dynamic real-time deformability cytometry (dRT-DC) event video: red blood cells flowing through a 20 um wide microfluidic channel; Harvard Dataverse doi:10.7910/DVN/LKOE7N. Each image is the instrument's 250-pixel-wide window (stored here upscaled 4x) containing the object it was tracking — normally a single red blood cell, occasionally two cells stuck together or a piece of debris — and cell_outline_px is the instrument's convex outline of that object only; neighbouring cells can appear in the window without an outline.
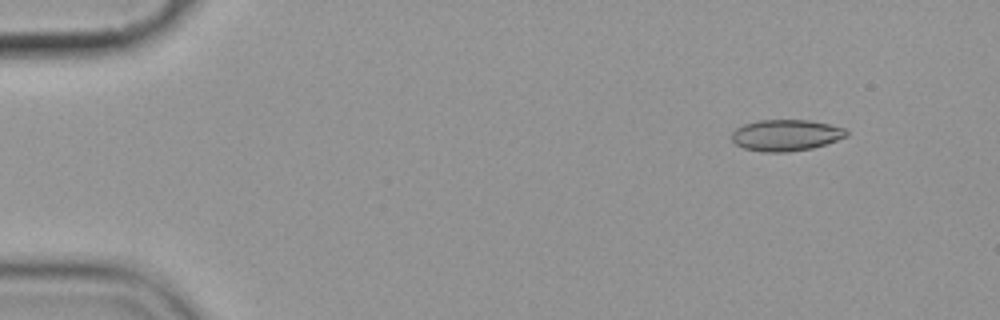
{"species": "common noctule bat (a hibernating species)", "species_latin": "Nyctalus noctula", "temperature_condition": "cold", "stored_images_in_passage": 5, "camera_frame_rate_fps": 3000, "um_per_image_px": 0.085, "animal": {"sex": "female", "body_mass_g": 19.9}, "frame": {"image": 1, "passage_image": 2, "time_ms": 1.0, "image_size_px": [1000, 320], "cell_outline_px": [[848, 136], [812, 148], [788, 152], [764, 152], [744, 148], [736, 144], [732, 140], [732, 132], [736, 128], [744, 124], [760, 120], [808, 120], [828, 124], [844, 128], [848, 132]], "centroid_in_image_um": [66.79, 11.49], "position_along_channel_um": 18.2, "area_um2": 20.81}}
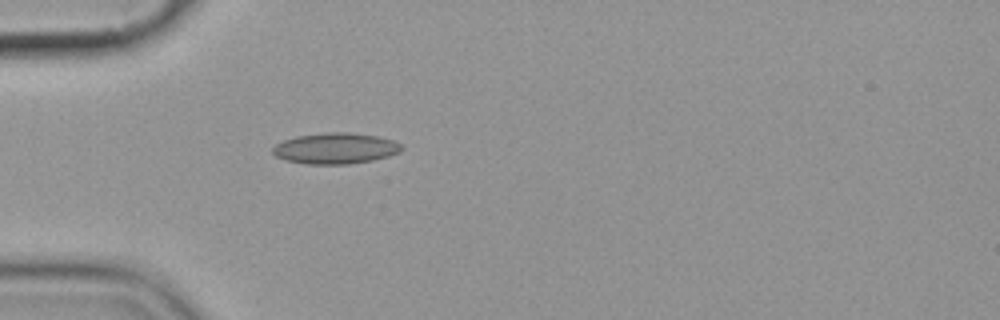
{"frame": {"image": 2, "passage_image": 5, "time_ms": 4.667, "image_size_px": [1000, 320], "cell_outline_px": [[404, 148], [400, 152], [388, 156], [372, 160], [348, 164], [304, 164], [284, 160], [276, 156], [272, 152], [272, 148], [276, 144], [284, 140], [296, 136], [328, 132], [348, 132], [376, 136], [392, 140], [400, 144]], "centroid_in_image_um": [28.49, 12.61], "position_along_channel_um": 56.5, "area_um2": 23.24}}